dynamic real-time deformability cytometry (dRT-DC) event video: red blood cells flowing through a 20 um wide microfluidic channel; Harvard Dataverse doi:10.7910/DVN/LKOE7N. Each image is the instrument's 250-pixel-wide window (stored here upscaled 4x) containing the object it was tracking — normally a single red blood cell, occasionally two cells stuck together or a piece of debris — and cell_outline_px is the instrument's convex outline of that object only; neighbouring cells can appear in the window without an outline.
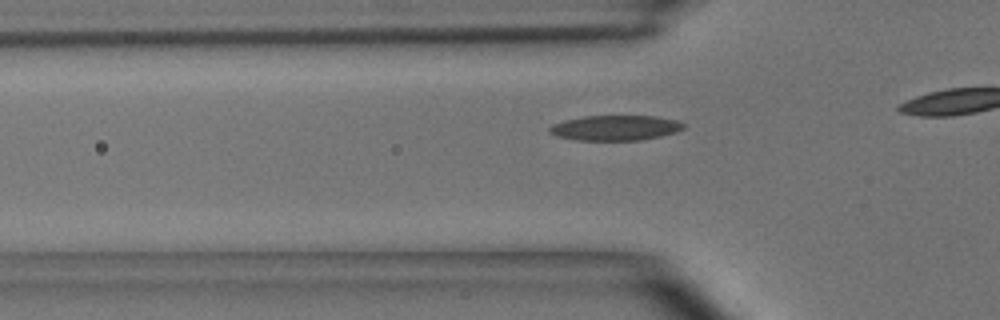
{"species": "common noctule bat (a hibernating species)", "species_latin": "Nyctalus noctula", "temperature_condition": "room temperature", "stored_images_in_passage": 8, "camera_frame_rate_fps": 3000, "um_per_image_px": 0.085, "animal": {"sex": "male", "body_mass_g": 15.6}, "frame": {"image": 1, "passage_image": 3, "time_ms": 0.667, "image_size_px": [1000, 320], "cell_outline_px": [[684, 128], [676, 132], [660, 136], [640, 140], [576, 140], [556, 136], [548, 132], [548, 128], [552, 124], [564, 120], [584, 116], [656, 116], [676, 120], [684, 124]], "centroid_in_image_um": [52.27, 10.86], "position_along_channel_um": 73.5, "area_um2": 19.65}}